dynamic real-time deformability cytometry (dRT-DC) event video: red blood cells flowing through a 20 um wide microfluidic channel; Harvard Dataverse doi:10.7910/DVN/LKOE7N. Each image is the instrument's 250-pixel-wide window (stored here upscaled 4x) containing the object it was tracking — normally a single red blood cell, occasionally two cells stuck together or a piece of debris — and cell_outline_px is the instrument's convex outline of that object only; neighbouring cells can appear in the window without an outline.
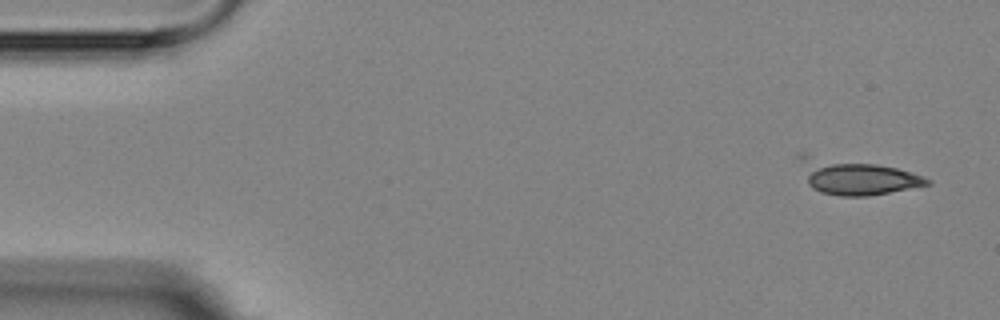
{"species": "Egyptian fruit bat (a non-hibernating species)", "species_latin": "Rousettus aegyptiacus", "temperature_condition": "room temperature", "stored_images_in_passage": 7, "camera_frame_rate_fps": 3000, "um_per_image_px": 0.085, "animal": {"sex": "female"}, "frame": {"image": 1, "passage_image": 2, "time_ms": 2.0, "image_size_px": [1000, 320], "cell_outline_px": [[932, 184], [868, 196], [840, 196], [820, 192], [812, 188], [808, 184], [796, 156], [800, 152], [804, 152], [876, 164], [896, 168], [912, 172], [924, 176], [932, 180]], "centroid_in_image_um": [72.7, 15.0], "position_along_channel_um": 12.3, "area_um2": 26.59}}
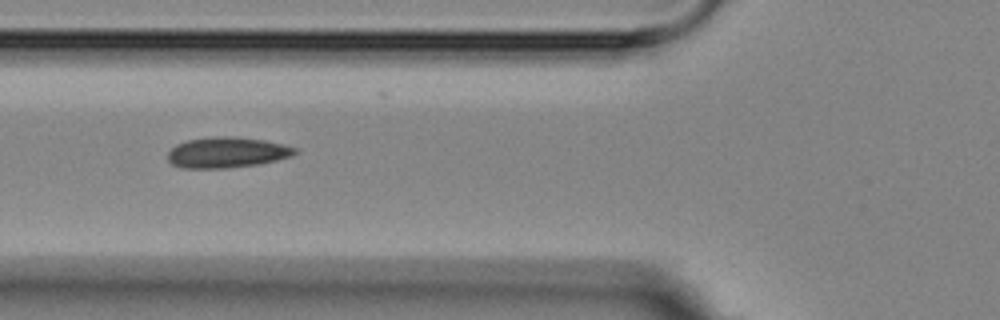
{"frame": {"image": 2, "passage_image": 7, "time_ms": 7.667, "image_size_px": [1000, 320], "cell_outline_px": [[296, 152], [292, 156], [260, 164], [224, 168], [180, 168], [172, 164], [168, 160], [168, 152], [176, 144], [188, 140], [212, 136], [236, 136], [264, 140], [284, 144], [296, 148]], "centroid_in_image_um": [19.28, 12.95], "position_along_channel_um": 106.5, "area_um2": 22.83}}